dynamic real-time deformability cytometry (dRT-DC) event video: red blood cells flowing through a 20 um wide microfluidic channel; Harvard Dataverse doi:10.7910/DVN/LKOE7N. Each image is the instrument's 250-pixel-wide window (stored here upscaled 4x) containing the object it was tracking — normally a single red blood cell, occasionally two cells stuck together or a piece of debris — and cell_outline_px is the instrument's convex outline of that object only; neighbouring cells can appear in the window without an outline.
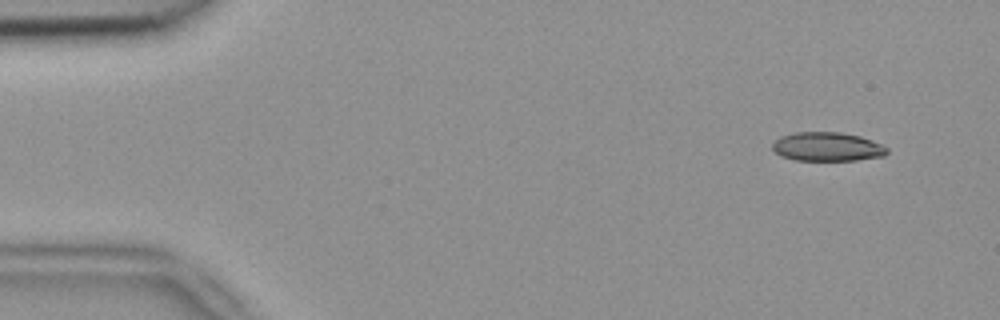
{"species": "common noctule bat (a hibernating species)", "species_latin": "Nyctalus noctula", "temperature_condition": "room temperature", "stored_images_in_passage": 5, "camera_frame_rate_fps": 3000, "um_per_image_px": 0.085, "animal": {"sex": "female", "body_mass_g": 18.4}, "frame": {"image": 1, "passage_image": 1, "time_ms": 0.0, "image_size_px": [1000, 320], "cell_outline_px": [[888, 152], [884, 156], [856, 160], [796, 160], [780, 156], [772, 148], [772, 144], [780, 136], [796, 132], [840, 132], [860, 136], [884, 144], [888, 148]], "centroid_in_image_um": [70.34, 12.47], "position_along_channel_um": 14.7, "area_um2": 19.42}}
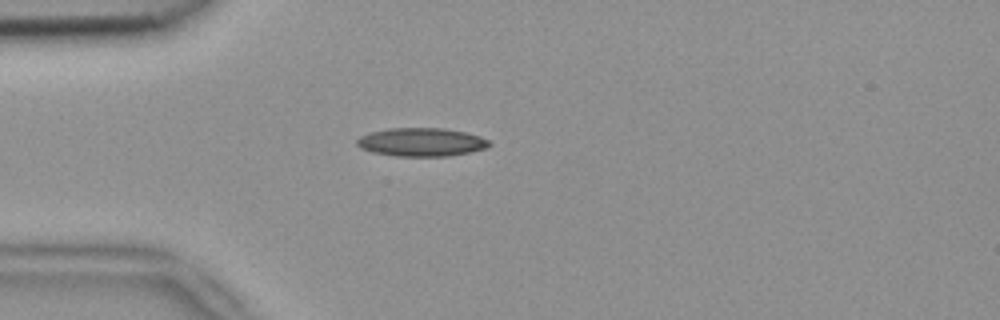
{"frame": {"image": 2, "passage_image": 4, "time_ms": 1.0, "image_size_px": [1000, 320], "cell_outline_px": [[492, 144], [488, 148], [448, 156], [396, 156], [372, 152], [360, 148], [356, 144], [356, 140], [360, 136], [368, 132], [388, 128], [444, 128], [464, 132], [480, 136], [488, 140]], "centroid_in_image_um": [35.79, 12.07], "position_along_channel_um": 49.2, "area_um2": 22.02}}